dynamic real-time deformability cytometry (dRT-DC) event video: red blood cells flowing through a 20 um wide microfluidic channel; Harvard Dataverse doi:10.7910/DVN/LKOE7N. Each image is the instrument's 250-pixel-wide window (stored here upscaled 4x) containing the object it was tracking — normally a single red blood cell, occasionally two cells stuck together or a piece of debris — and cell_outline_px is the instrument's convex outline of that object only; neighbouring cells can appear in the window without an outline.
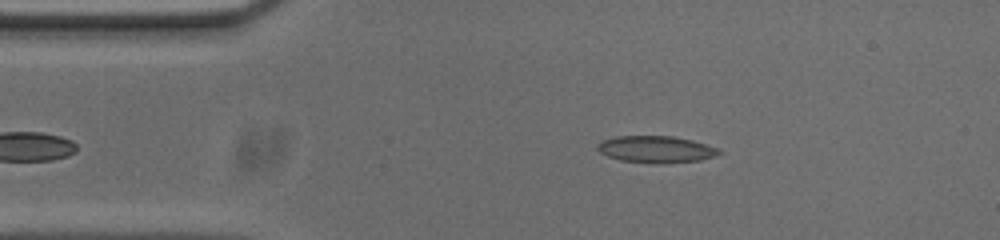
{"species": "common noctule bat (a hibernating species)", "species_latin": "Nyctalus noctula", "temperature_condition": "cold", "stored_images_in_passage": 41, "camera_frame_rate_fps": 3000, "um_per_image_px": 0.085, "animal": {"sex": "male", "body_mass_g": 20.0, "forearm_length_mm": 53.3}, "frame": {"image": 1, "passage_image": 3, "time_ms": 0.667, "image_size_px": [1000, 240], "cell_outline_px": [[724, 152], [716, 156], [700, 160], [664, 164], [656, 164], [620, 160], [608, 156], [600, 152], [596, 148], [596, 144], [604, 140], [616, 136], [672, 136], [692, 140], [708, 144]], "centroid_in_image_um": [55.78, 12.7], "position_along_channel_um": 29.2, "area_um2": 19.19}}
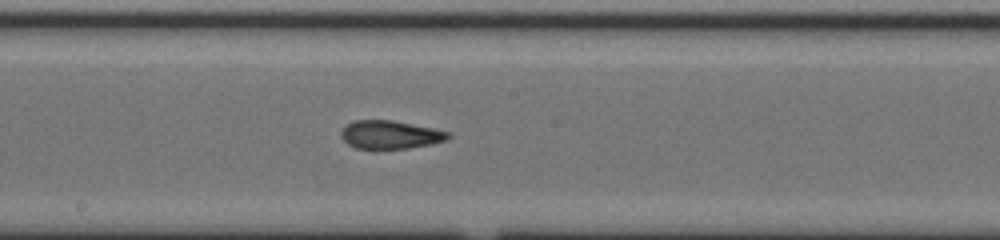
{"frame": {"image": 2, "passage_image": 21, "time_ms": 6.667, "image_size_px": [1000, 240], "cell_outline_px": [[452, 136], [448, 140], [432, 144], [408, 148], [356, 148], [348, 144], [340, 136], [340, 132], [348, 124], [356, 120], [392, 120], [452, 132]], "centroid_in_image_um": [33.22, 11.45], "position_along_channel_um": 215.0, "area_um2": 17.57}}
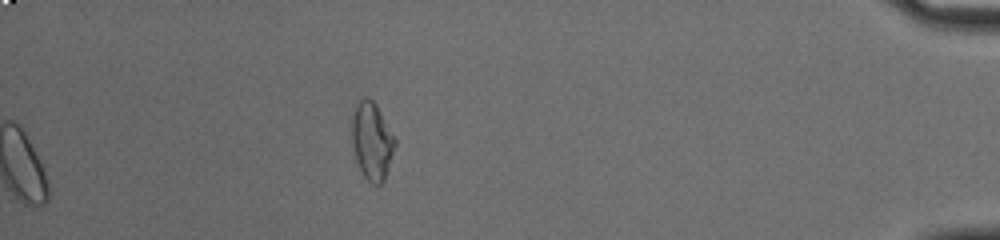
{"frame": {"image": 3, "passage_image": 41, "time_ms": 13.333, "image_size_px": [1000, 240], "cell_outline_px": [[396, 144], [384, 180], [380, 184], [372, 184], [364, 176], [356, 164], [352, 144], [352, 116], [356, 104], [364, 96], [368, 96], [376, 104], [396, 140]], "centroid_in_image_um": [31.59, 11.98], "position_along_channel_um": 403.6, "area_um2": 19.48}, "authors_computed_cell_mechanics": {"area_um2": 18.4382, "velocity_mm_per_s": 3.711, "shape_relaxation_time_tau1_ms": null, "shape_relaxation_time_tau2_ms": 2.7635, "deformation_change_tau1": null, "deformation_change_tau2": 0.1083}}